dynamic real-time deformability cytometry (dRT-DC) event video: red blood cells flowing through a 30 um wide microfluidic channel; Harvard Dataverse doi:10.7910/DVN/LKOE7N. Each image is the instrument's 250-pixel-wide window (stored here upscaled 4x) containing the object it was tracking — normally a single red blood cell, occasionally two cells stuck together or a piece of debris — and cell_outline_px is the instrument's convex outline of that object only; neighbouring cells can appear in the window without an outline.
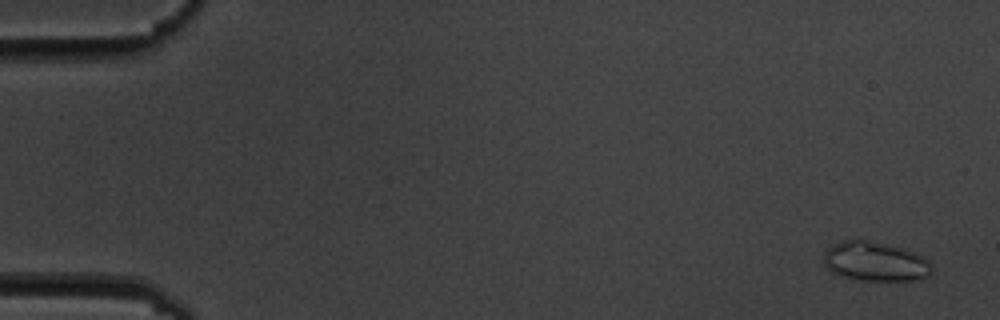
{"species": "common noctule bat (a hibernating species)", "species_latin": "Nyctalus noctula", "temperature_condition": "cold", "stored_images_in_passage": 15, "camera_frame_rate_fps": 3000, "um_per_image_px": 0.085, "animal": {"sex": "male", "body_mass_g": 19.5, "forearm_length_mm": 54.6}, "frame": {"image": 1, "passage_image": 1, "time_ms": 0.0, "image_size_px": [1000, 320], "cell_outline_px": [[932, 272], [928, 276], [920, 280], [864, 280], [844, 276], [832, 272], [824, 264], [824, 252], [832, 244], [844, 240], [868, 240], [900, 248], [912, 252], [928, 260], [932, 264]], "centroid_in_image_um": [74.4, 22.23], "position_along_channel_um": 10.6, "area_um2": 24.51}}
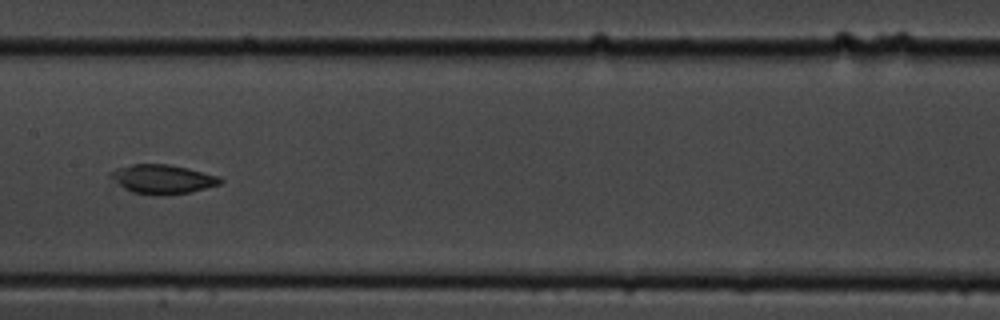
{"frame": {"image": 2, "passage_image": 8, "time_ms": 9.0, "image_size_px": [1000, 320], "cell_outline_px": [[224, 180], [220, 184], [192, 192], [164, 196], [160, 196], [132, 192], [108, 188], [108, 176], [116, 168], [132, 164], [168, 164], [188, 168], [220, 176]], "centroid_in_image_um": [13.66, 15.26], "position_along_channel_um": 193.7, "area_um2": 19.71}}
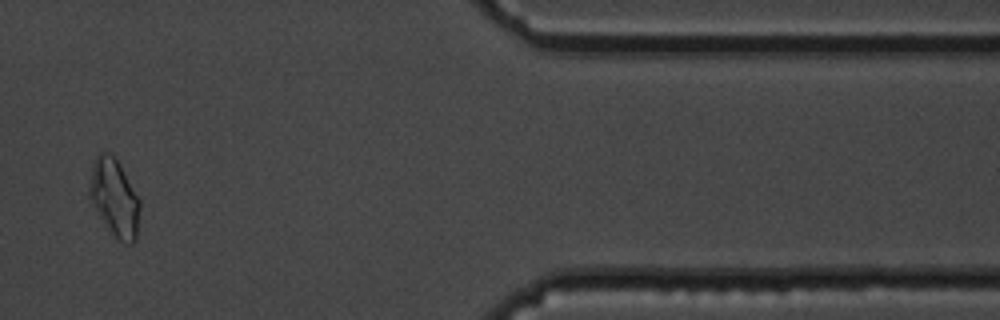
{"frame": {"image": 3, "passage_image": 14, "time_ms": 16.0, "image_size_px": [1000, 320], "cell_outline_px": [[140, 204], [136, 240], [132, 244], [128, 244], [120, 240], [112, 232], [100, 216], [92, 204], [88, 196], [88, 188], [92, 168], [96, 156], [100, 152], [108, 152], [116, 156], [140, 200]], "centroid_in_image_um": [9.73, 16.76], "position_along_channel_um": 401.7, "area_um2": 22.6}, "authors_computed_cell_mechanics": {"area_um2": 19.7098, "velocity_mm_per_s": 3.5089, "shape_relaxation_time_tau1_ms": 3.598, "shape_relaxation_time_tau2_ms": null, "deformation_change_tau1": 0.0655, "deformation_change_tau2": null}}